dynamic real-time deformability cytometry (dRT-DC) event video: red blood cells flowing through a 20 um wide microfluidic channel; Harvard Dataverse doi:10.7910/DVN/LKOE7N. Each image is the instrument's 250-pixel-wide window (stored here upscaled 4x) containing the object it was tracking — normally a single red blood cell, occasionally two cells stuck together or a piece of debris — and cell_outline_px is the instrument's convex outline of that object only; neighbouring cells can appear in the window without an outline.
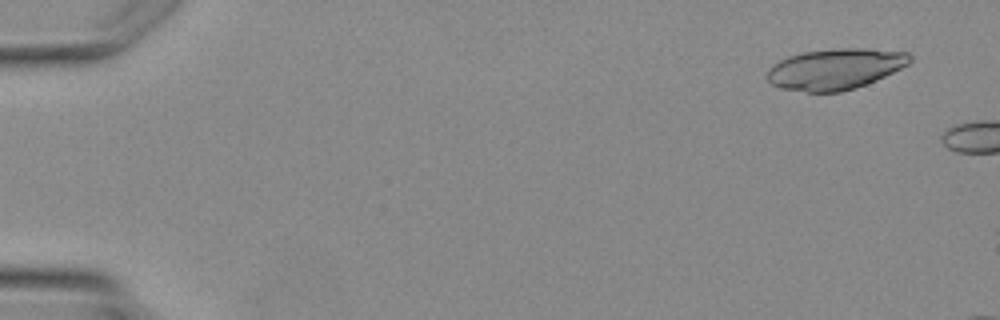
{"species": "Egyptian fruit bat (a non-hibernating species)", "species_latin": "Rousettus aegyptiacus", "temperature_condition": "warm", "stored_images_in_passage": 4, "segment_of_instrument_passage": [2, 2], "camera_frame_rate_fps": 3000, "um_per_image_px": 0.085, "animal": {"sex": "female"}, "frame": {"image": 1, "passage_image": 4, "time_ms": 4.667, "image_size_px": [1000, 320], "cell_outline_px": [[912, 60], [908, 64], [876, 80], [856, 88], [840, 92], [808, 92], [780, 88], [772, 84], [768, 80], [768, 72], [772, 64], [788, 56], [804, 52], [840, 48], [864, 48], [908, 52], [912, 56]], "centroid_in_image_um": [71.0, 5.86], "position_along_channel_um": 14.0, "area_um2": 33.87}}